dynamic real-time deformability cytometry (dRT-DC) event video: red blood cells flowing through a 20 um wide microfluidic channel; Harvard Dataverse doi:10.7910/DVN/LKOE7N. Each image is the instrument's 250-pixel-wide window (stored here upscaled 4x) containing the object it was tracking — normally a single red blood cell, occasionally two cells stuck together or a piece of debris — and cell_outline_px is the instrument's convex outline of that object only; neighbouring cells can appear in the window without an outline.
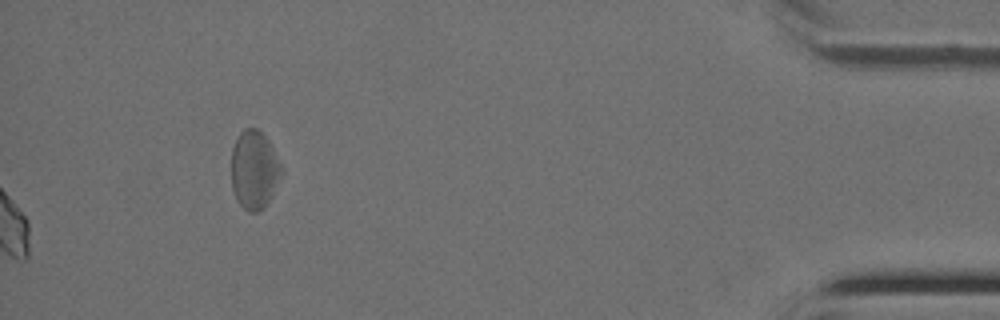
{"species": "Egyptian fruit bat (a non-hibernating species)", "species_latin": "Rousettus aegyptiacus", "temperature_condition": "cold", "stored_images_in_passage": 34, "camera_frame_rate_fps": 3000, "um_per_image_px": 0.085, "animal": {"sex": "female"}, "frame": {"image": 1, "passage_image": 34, "time_ms": 11.0, "image_size_px": [1000, 320], "cell_outline_px": [[284, 172], [264, 208], [256, 212], [248, 212], [236, 200], [232, 188], [232, 148], [240, 132], [244, 128], [256, 128], [264, 136], [272, 148]], "centroid_in_image_um": [21.6, 14.46], "position_along_channel_um": 413.6, "area_um2": 22.66}}